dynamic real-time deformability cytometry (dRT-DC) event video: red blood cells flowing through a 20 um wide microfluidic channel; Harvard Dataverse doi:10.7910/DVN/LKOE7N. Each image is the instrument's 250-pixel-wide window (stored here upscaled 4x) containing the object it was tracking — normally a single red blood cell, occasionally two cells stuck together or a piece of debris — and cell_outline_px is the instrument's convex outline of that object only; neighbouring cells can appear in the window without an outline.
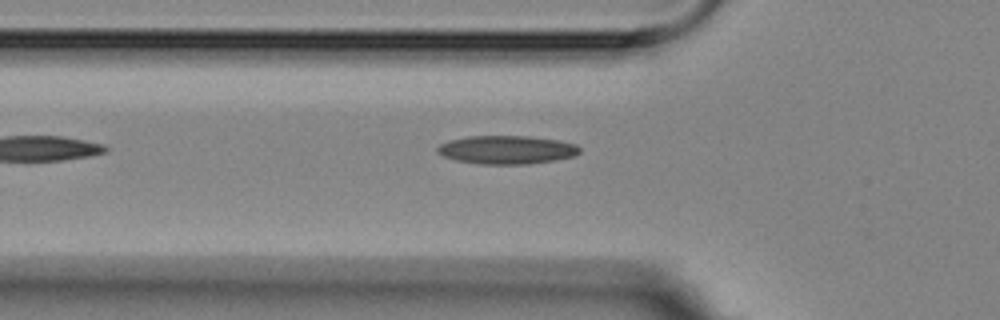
{"species": "Egyptian fruit bat (a non-hibernating species)", "species_latin": "Rousettus aegyptiacus", "temperature_condition": "room temperature", "stored_images_in_passage": 7, "camera_frame_rate_fps": 3000, "um_per_image_px": 0.085, "animal": {"sex": "female"}, "frame": {"image": 1, "passage_image": 5, "time_ms": 6.0, "image_size_px": [1000, 320], "cell_outline_px": [[580, 152], [576, 156], [556, 160], [528, 164], [480, 164], [456, 160], [444, 156], [436, 152], [436, 148], [440, 144], [448, 140], [468, 136], [528, 136], [560, 140], [576, 144], [580, 148]], "centroid_in_image_um": [43.09, 12.73], "position_along_channel_um": 82.7, "area_um2": 23.76}}
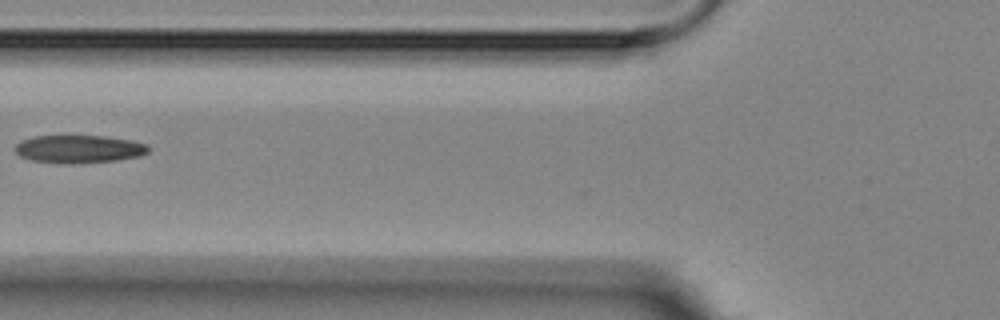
{"frame": {"image": 2, "passage_image": 6, "time_ms": 7.0, "image_size_px": [1000, 320], "cell_outline_px": [[148, 152], [140, 156], [116, 160], [76, 164], [64, 164], [32, 160], [20, 156], [16, 152], [16, 144], [20, 140], [36, 136], [64, 132], [104, 136], [132, 140], [148, 144]], "centroid_in_image_um": [6.68, 12.62], "position_along_channel_um": 119.1, "area_um2": 22.72}}
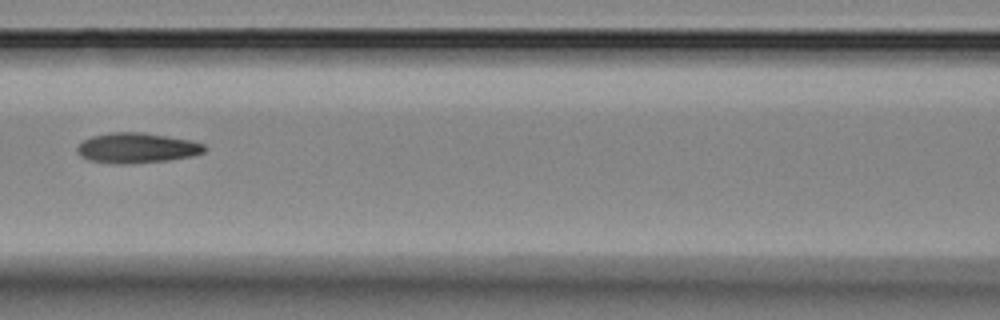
{"frame": {"image": 3, "passage_image": 7, "time_ms": 8.0, "image_size_px": [1000, 320], "cell_outline_px": [[208, 148], [204, 152], [192, 156], [168, 160], [128, 164], [116, 164], [88, 160], [80, 156], [76, 152], [76, 148], [84, 140], [92, 136], [112, 132], [144, 132], [192, 140], [204, 144]], "centroid_in_image_um": [11.64, 12.57], "position_along_channel_um": 155.0, "area_um2": 22.6}}